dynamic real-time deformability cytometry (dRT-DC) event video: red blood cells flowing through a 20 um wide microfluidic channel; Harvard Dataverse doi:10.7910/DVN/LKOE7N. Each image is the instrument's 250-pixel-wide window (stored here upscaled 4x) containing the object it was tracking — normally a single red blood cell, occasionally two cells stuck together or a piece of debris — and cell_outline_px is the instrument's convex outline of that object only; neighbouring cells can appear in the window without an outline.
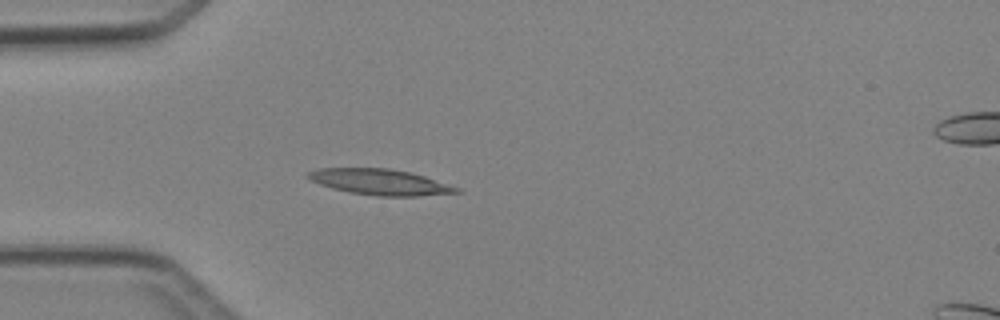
{"species": "Egyptian fruit bat (a non-hibernating species)", "species_latin": "Rousettus aegyptiacus", "temperature_condition": "cold", "stored_images_in_passage": 5, "camera_frame_rate_fps": 3000, "um_per_image_px": 0.085, "animal": {"sex": "female"}, "frame": {"image": 1, "passage_image": 4, "time_ms": 3.333, "image_size_px": [1000, 320], "cell_outline_px": [[464, 192], [416, 196], [380, 196], [352, 192], [332, 188], [320, 184], [312, 180], [308, 176], [308, 172], [320, 168], [388, 168], [412, 172], [460, 188]], "centroid_in_image_um": [32.36, 15.47], "position_along_channel_um": 52.6, "area_um2": 22.08}}